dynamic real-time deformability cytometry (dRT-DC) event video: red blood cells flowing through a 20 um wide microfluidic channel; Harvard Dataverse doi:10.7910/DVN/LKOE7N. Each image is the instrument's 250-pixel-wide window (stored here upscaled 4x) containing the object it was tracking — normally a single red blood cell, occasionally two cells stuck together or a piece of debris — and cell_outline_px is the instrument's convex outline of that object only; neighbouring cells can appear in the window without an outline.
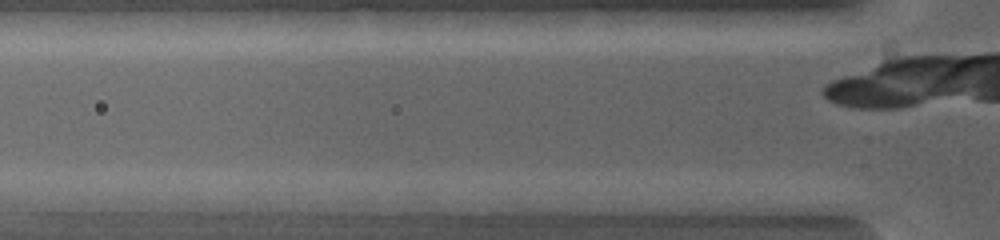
{"species": "common noctule bat (a hibernating species)", "species_latin": "Nyctalus noctula", "temperature_condition": "warm", "stored_images_in_passage": 4, "camera_frame_rate_fps": 5000, "um_per_image_px": 0.085, "animal": {"sex": "female", "body_mass_g": 19.0, "forearm_length_mm": 53.3}, "frame": {"image": 1, "passage_image": 3, "time_ms": 0.8, "image_size_px": [1000, 240], "cell_outline_px": [[780, 216], [748, 216], [652, 208], [648, 200], [780, 200]], "centroid_in_image_um": [61.43, 17.57], "position_along_channel_um": 64.4, "area_um2": 12.14}}